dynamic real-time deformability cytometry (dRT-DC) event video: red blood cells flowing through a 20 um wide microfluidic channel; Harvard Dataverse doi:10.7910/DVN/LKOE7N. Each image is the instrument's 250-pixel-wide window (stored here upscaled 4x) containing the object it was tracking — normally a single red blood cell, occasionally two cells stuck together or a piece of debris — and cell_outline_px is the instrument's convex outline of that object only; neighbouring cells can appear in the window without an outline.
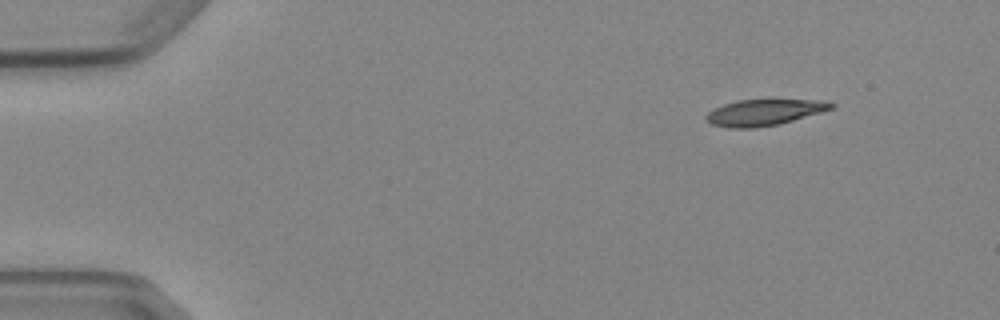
{"species": "Egyptian fruit bat (a non-hibernating species)", "species_latin": "Rousettus aegyptiacus", "temperature_condition": "cold", "stored_images_in_passage": 7, "camera_frame_rate_fps": 3000, "um_per_image_px": 0.085, "animal": {"sex": "female"}, "frame": {"image": 1, "passage_image": 1, "time_ms": 0.0, "image_size_px": [1000, 320], "cell_outline_px": [[836, 104], [832, 108], [820, 112], [780, 124], [756, 128], [728, 128], [712, 124], [704, 120], [704, 116], [708, 112], [724, 104], [736, 100], [824, 100]], "centroid_in_image_um": [64.91, 9.56], "position_along_channel_um": 20.1, "area_um2": 19.02}}
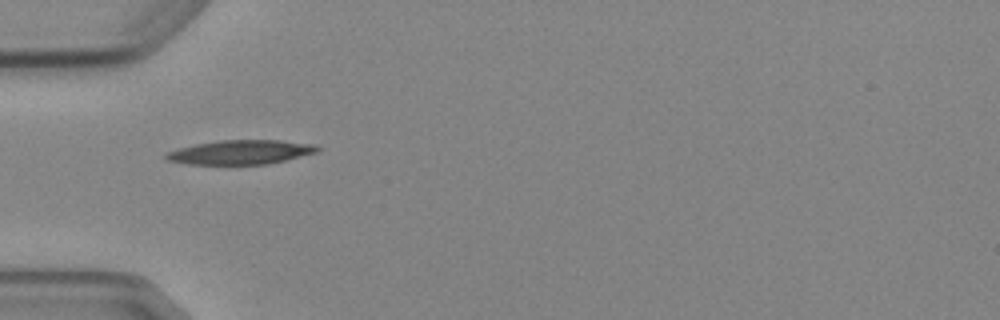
{"frame": {"image": 2, "passage_image": 4, "time_ms": 3.667, "image_size_px": [1000, 320], "cell_outline_px": [[320, 148], [316, 152], [268, 164], [188, 164], [168, 160], [164, 156], [168, 152], [180, 148], [196, 144], [220, 140], [280, 140], [316, 144]], "centroid_in_image_um": [20.48, 12.93], "position_along_channel_um": 64.5, "area_um2": 21.1}}
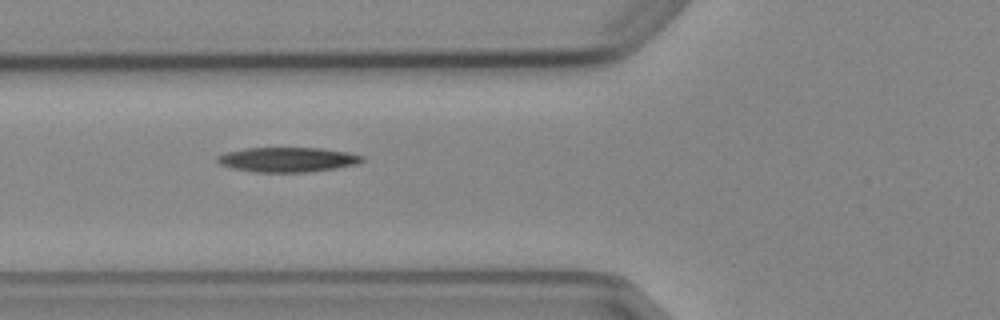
{"frame": {"image": 3, "passage_image": 5, "time_ms": 4.667, "image_size_px": [1000, 320], "cell_outline_px": [[364, 160], [356, 164], [336, 168], [304, 172], [256, 172], [232, 168], [220, 164], [216, 160], [216, 156], [228, 152], [244, 148], [324, 148], [348, 152], [364, 156]], "centroid_in_image_um": [24.45, 13.56], "position_along_channel_um": 101.4, "area_um2": 20.81}}